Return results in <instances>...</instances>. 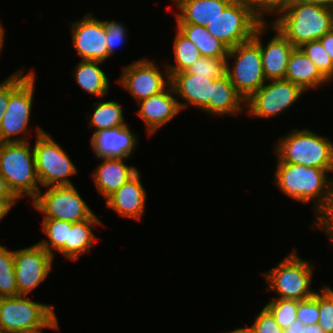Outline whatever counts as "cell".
<instances>
[{
	"label": "cell",
	"mask_w": 333,
	"mask_h": 333,
	"mask_svg": "<svg viewBox=\"0 0 333 333\" xmlns=\"http://www.w3.org/2000/svg\"><path fill=\"white\" fill-rule=\"evenodd\" d=\"M105 30H106V46L108 49V57L115 53V50L125 43L126 28L122 23L115 20H104Z\"/></svg>",
	"instance_id": "cell-38"
},
{
	"label": "cell",
	"mask_w": 333,
	"mask_h": 333,
	"mask_svg": "<svg viewBox=\"0 0 333 333\" xmlns=\"http://www.w3.org/2000/svg\"><path fill=\"white\" fill-rule=\"evenodd\" d=\"M297 319L304 325H316L319 321V292L306 300L298 301Z\"/></svg>",
	"instance_id": "cell-37"
},
{
	"label": "cell",
	"mask_w": 333,
	"mask_h": 333,
	"mask_svg": "<svg viewBox=\"0 0 333 333\" xmlns=\"http://www.w3.org/2000/svg\"><path fill=\"white\" fill-rule=\"evenodd\" d=\"M325 169L277 163L274 183L283 193L302 203L315 205V217L328 203L333 177Z\"/></svg>",
	"instance_id": "cell-1"
},
{
	"label": "cell",
	"mask_w": 333,
	"mask_h": 333,
	"mask_svg": "<svg viewBox=\"0 0 333 333\" xmlns=\"http://www.w3.org/2000/svg\"><path fill=\"white\" fill-rule=\"evenodd\" d=\"M312 227L318 228L329 235L333 231V183L329 200L325 208L317 215Z\"/></svg>",
	"instance_id": "cell-40"
},
{
	"label": "cell",
	"mask_w": 333,
	"mask_h": 333,
	"mask_svg": "<svg viewBox=\"0 0 333 333\" xmlns=\"http://www.w3.org/2000/svg\"><path fill=\"white\" fill-rule=\"evenodd\" d=\"M246 101L236 91L226 74L219 79H213L211 98L209 103L202 109L212 115H236L242 113Z\"/></svg>",
	"instance_id": "cell-22"
},
{
	"label": "cell",
	"mask_w": 333,
	"mask_h": 333,
	"mask_svg": "<svg viewBox=\"0 0 333 333\" xmlns=\"http://www.w3.org/2000/svg\"><path fill=\"white\" fill-rule=\"evenodd\" d=\"M171 85L159 94L142 99L138 102L140 109L137 114L145 123L148 134H154L160 127L171 121L179 112L177 98Z\"/></svg>",
	"instance_id": "cell-17"
},
{
	"label": "cell",
	"mask_w": 333,
	"mask_h": 333,
	"mask_svg": "<svg viewBox=\"0 0 333 333\" xmlns=\"http://www.w3.org/2000/svg\"><path fill=\"white\" fill-rule=\"evenodd\" d=\"M277 28L295 47L319 40L333 29V10L312 3L292 0L274 22Z\"/></svg>",
	"instance_id": "cell-2"
},
{
	"label": "cell",
	"mask_w": 333,
	"mask_h": 333,
	"mask_svg": "<svg viewBox=\"0 0 333 333\" xmlns=\"http://www.w3.org/2000/svg\"><path fill=\"white\" fill-rule=\"evenodd\" d=\"M175 64L165 65L171 77L175 73L186 71L195 61L202 57L195 44L185 37L179 30L173 41Z\"/></svg>",
	"instance_id": "cell-29"
},
{
	"label": "cell",
	"mask_w": 333,
	"mask_h": 333,
	"mask_svg": "<svg viewBox=\"0 0 333 333\" xmlns=\"http://www.w3.org/2000/svg\"><path fill=\"white\" fill-rule=\"evenodd\" d=\"M285 80L300 86L304 91L330 83L299 47H295L290 55Z\"/></svg>",
	"instance_id": "cell-24"
},
{
	"label": "cell",
	"mask_w": 333,
	"mask_h": 333,
	"mask_svg": "<svg viewBox=\"0 0 333 333\" xmlns=\"http://www.w3.org/2000/svg\"><path fill=\"white\" fill-rule=\"evenodd\" d=\"M277 163L299 164L333 173V142L308 128L293 129L276 144Z\"/></svg>",
	"instance_id": "cell-3"
},
{
	"label": "cell",
	"mask_w": 333,
	"mask_h": 333,
	"mask_svg": "<svg viewBox=\"0 0 333 333\" xmlns=\"http://www.w3.org/2000/svg\"><path fill=\"white\" fill-rule=\"evenodd\" d=\"M36 132L37 138L33 149L40 185L44 188L73 185L69 176L77 173L75 164L47 132L40 127H37Z\"/></svg>",
	"instance_id": "cell-8"
},
{
	"label": "cell",
	"mask_w": 333,
	"mask_h": 333,
	"mask_svg": "<svg viewBox=\"0 0 333 333\" xmlns=\"http://www.w3.org/2000/svg\"><path fill=\"white\" fill-rule=\"evenodd\" d=\"M58 320L56 317V314L43 326L40 328H36V329H29V330H22V331H15V332H11V333H42V329L43 328H52V329H57L59 330V325H58Z\"/></svg>",
	"instance_id": "cell-44"
},
{
	"label": "cell",
	"mask_w": 333,
	"mask_h": 333,
	"mask_svg": "<svg viewBox=\"0 0 333 333\" xmlns=\"http://www.w3.org/2000/svg\"><path fill=\"white\" fill-rule=\"evenodd\" d=\"M267 26L276 31L273 38L266 44L261 41V35L267 31ZM261 24L254 32L253 39L261 50L263 72L266 80L285 79L290 55L295 48L291 42L272 24Z\"/></svg>",
	"instance_id": "cell-16"
},
{
	"label": "cell",
	"mask_w": 333,
	"mask_h": 333,
	"mask_svg": "<svg viewBox=\"0 0 333 333\" xmlns=\"http://www.w3.org/2000/svg\"><path fill=\"white\" fill-rule=\"evenodd\" d=\"M170 85L175 96L177 95V98L179 96L186 102H178L181 110L187 106L202 110L211 98L213 79L183 71L170 77Z\"/></svg>",
	"instance_id": "cell-19"
},
{
	"label": "cell",
	"mask_w": 333,
	"mask_h": 333,
	"mask_svg": "<svg viewBox=\"0 0 333 333\" xmlns=\"http://www.w3.org/2000/svg\"><path fill=\"white\" fill-rule=\"evenodd\" d=\"M95 109L89 118V128L96 127L93 133L104 130L126 126L123 116V108L118 101L94 102Z\"/></svg>",
	"instance_id": "cell-28"
},
{
	"label": "cell",
	"mask_w": 333,
	"mask_h": 333,
	"mask_svg": "<svg viewBox=\"0 0 333 333\" xmlns=\"http://www.w3.org/2000/svg\"><path fill=\"white\" fill-rule=\"evenodd\" d=\"M249 99L246 100V111L250 116L270 118L280 115L301 98L304 90L285 79L269 80Z\"/></svg>",
	"instance_id": "cell-12"
},
{
	"label": "cell",
	"mask_w": 333,
	"mask_h": 333,
	"mask_svg": "<svg viewBox=\"0 0 333 333\" xmlns=\"http://www.w3.org/2000/svg\"><path fill=\"white\" fill-rule=\"evenodd\" d=\"M255 333H283V329L277 324L274 316L264 306L252 323Z\"/></svg>",
	"instance_id": "cell-39"
},
{
	"label": "cell",
	"mask_w": 333,
	"mask_h": 333,
	"mask_svg": "<svg viewBox=\"0 0 333 333\" xmlns=\"http://www.w3.org/2000/svg\"><path fill=\"white\" fill-rule=\"evenodd\" d=\"M41 226L49 240L45 239L38 243L54 258L55 251L57 252L67 241L68 222L57 219H43Z\"/></svg>",
	"instance_id": "cell-31"
},
{
	"label": "cell",
	"mask_w": 333,
	"mask_h": 333,
	"mask_svg": "<svg viewBox=\"0 0 333 333\" xmlns=\"http://www.w3.org/2000/svg\"><path fill=\"white\" fill-rule=\"evenodd\" d=\"M315 64L320 73L331 83L333 80V61L319 40L304 43L299 47Z\"/></svg>",
	"instance_id": "cell-33"
},
{
	"label": "cell",
	"mask_w": 333,
	"mask_h": 333,
	"mask_svg": "<svg viewBox=\"0 0 333 333\" xmlns=\"http://www.w3.org/2000/svg\"><path fill=\"white\" fill-rule=\"evenodd\" d=\"M72 45L81 60L104 62L108 59L104 21L88 13L83 19L72 22Z\"/></svg>",
	"instance_id": "cell-15"
},
{
	"label": "cell",
	"mask_w": 333,
	"mask_h": 333,
	"mask_svg": "<svg viewBox=\"0 0 333 333\" xmlns=\"http://www.w3.org/2000/svg\"><path fill=\"white\" fill-rule=\"evenodd\" d=\"M318 326L325 333H333V289L323 286L319 292Z\"/></svg>",
	"instance_id": "cell-35"
},
{
	"label": "cell",
	"mask_w": 333,
	"mask_h": 333,
	"mask_svg": "<svg viewBox=\"0 0 333 333\" xmlns=\"http://www.w3.org/2000/svg\"><path fill=\"white\" fill-rule=\"evenodd\" d=\"M0 197H17L9 188L6 179L0 174Z\"/></svg>",
	"instance_id": "cell-45"
},
{
	"label": "cell",
	"mask_w": 333,
	"mask_h": 333,
	"mask_svg": "<svg viewBox=\"0 0 333 333\" xmlns=\"http://www.w3.org/2000/svg\"><path fill=\"white\" fill-rule=\"evenodd\" d=\"M230 58L234 59L232 66L228 65ZM226 59V74L236 91L246 101L266 82L260 47L252 38L229 49Z\"/></svg>",
	"instance_id": "cell-7"
},
{
	"label": "cell",
	"mask_w": 333,
	"mask_h": 333,
	"mask_svg": "<svg viewBox=\"0 0 333 333\" xmlns=\"http://www.w3.org/2000/svg\"><path fill=\"white\" fill-rule=\"evenodd\" d=\"M261 24L245 0H233L206 29L231 49L251 40Z\"/></svg>",
	"instance_id": "cell-9"
},
{
	"label": "cell",
	"mask_w": 333,
	"mask_h": 333,
	"mask_svg": "<svg viewBox=\"0 0 333 333\" xmlns=\"http://www.w3.org/2000/svg\"><path fill=\"white\" fill-rule=\"evenodd\" d=\"M303 333H325L318 324L316 325H307L303 328Z\"/></svg>",
	"instance_id": "cell-48"
},
{
	"label": "cell",
	"mask_w": 333,
	"mask_h": 333,
	"mask_svg": "<svg viewBox=\"0 0 333 333\" xmlns=\"http://www.w3.org/2000/svg\"><path fill=\"white\" fill-rule=\"evenodd\" d=\"M47 188L45 192L40 190L32 200L34 208L43 212V219H57L75 223L87 220L94 215L74 185Z\"/></svg>",
	"instance_id": "cell-10"
},
{
	"label": "cell",
	"mask_w": 333,
	"mask_h": 333,
	"mask_svg": "<svg viewBox=\"0 0 333 333\" xmlns=\"http://www.w3.org/2000/svg\"><path fill=\"white\" fill-rule=\"evenodd\" d=\"M177 29L199 49L202 57L226 58L229 48L207 31L206 26L177 24Z\"/></svg>",
	"instance_id": "cell-27"
},
{
	"label": "cell",
	"mask_w": 333,
	"mask_h": 333,
	"mask_svg": "<svg viewBox=\"0 0 333 333\" xmlns=\"http://www.w3.org/2000/svg\"><path fill=\"white\" fill-rule=\"evenodd\" d=\"M98 159L102 161L92 173V177L94 185L105 200L138 172L136 167L125 164L123 160L128 158Z\"/></svg>",
	"instance_id": "cell-21"
},
{
	"label": "cell",
	"mask_w": 333,
	"mask_h": 333,
	"mask_svg": "<svg viewBox=\"0 0 333 333\" xmlns=\"http://www.w3.org/2000/svg\"><path fill=\"white\" fill-rule=\"evenodd\" d=\"M4 27L2 26L1 22H0V52L2 50V48L4 47V39H5V32H4Z\"/></svg>",
	"instance_id": "cell-50"
},
{
	"label": "cell",
	"mask_w": 333,
	"mask_h": 333,
	"mask_svg": "<svg viewBox=\"0 0 333 333\" xmlns=\"http://www.w3.org/2000/svg\"><path fill=\"white\" fill-rule=\"evenodd\" d=\"M129 126L104 129L93 133L90 144L97 158H129L138 144V137Z\"/></svg>",
	"instance_id": "cell-18"
},
{
	"label": "cell",
	"mask_w": 333,
	"mask_h": 333,
	"mask_svg": "<svg viewBox=\"0 0 333 333\" xmlns=\"http://www.w3.org/2000/svg\"><path fill=\"white\" fill-rule=\"evenodd\" d=\"M329 240L333 242V231L328 235Z\"/></svg>",
	"instance_id": "cell-51"
},
{
	"label": "cell",
	"mask_w": 333,
	"mask_h": 333,
	"mask_svg": "<svg viewBox=\"0 0 333 333\" xmlns=\"http://www.w3.org/2000/svg\"><path fill=\"white\" fill-rule=\"evenodd\" d=\"M265 307L283 330L289 328L297 320L298 300L275 298L271 299Z\"/></svg>",
	"instance_id": "cell-32"
},
{
	"label": "cell",
	"mask_w": 333,
	"mask_h": 333,
	"mask_svg": "<svg viewBox=\"0 0 333 333\" xmlns=\"http://www.w3.org/2000/svg\"><path fill=\"white\" fill-rule=\"evenodd\" d=\"M226 58L201 57L195 61L186 71L190 74L219 79L226 75Z\"/></svg>",
	"instance_id": "cell-34"
},
{
	"label": "cell",
	"mask_w": 333,
	"mask_h": 333,
	"mask_svg": "<svg viewBox=\"0 0 333 333\" xmlns=\"http://www.w3.org/2000/svg\"><path fill=\"white\" fill-rule=\"evenodd\" d=\"M10 98V76L0 83V124L2 121V114L6 112Z\"/></svg>",
	"instance_id": "cell-41"
},
{
	"label": "cell",
	"mask_w": 333,
	"mask_h": 333,
	"mask_svg": "<svg viewBox=\"0 0 333 333\" xmlns=\"http://www.w3.org/2000/svg\"><path fill=\"white\" fill-rule=\"evenodd\" d=\"M319 41L321 42L326 53L330 56L333 61V29L324 34Z\"/></svg>",
	"instance_id": "cell-43"
},
{
	"label": "cell",
	"mask_w": 333,
	"mask_h": 333,
	"mask_svg": "<svg viewBox=\"0 0 333 333\" xmlns=\"http://www.w3.org/2000/svg\"><path fill=\"white\" fill-rule=\"evenodd\" d=\"M53 256L39 243L14 251L18 295H27L48 277Z\"/></svg>",
	"instance_id": "cell-13"
},
{
	"label": "cell",
	"mask_w": 333,
	"mask_h": 333,
	"mask_svg": "<svg viewBox=\"0 0 333 333\" xmlns=\"http://www.w3.org/2000/svg\"><path fill=\"white\" fill-rule=\"evenodd\" d=\"M225 333H255L252 326L244 327V328H237L233 331L225 332Z\"/></svg>",
	"instance_id": "cell-49"
},
{
	"label": "cell",
	"mask_w": 333,
	"mask_h": 333,
	"mask_svg": "<svg viewBox=\"0 0 333 333\" xmlns=\"http://www.w3.org/2000/svg\"><path fill=\"white\" fill-rule=\"evenodd\" d=\"M18 199V197H0V221L10 212Z\"/></svg>",
	"instance_id": "cell-42"
},
{
	"label": "cell",
	"mask_w": 333,
	"mask_h": 333,
	"mask_svg": "<svg viewBox=\"0 0 333 333\" xmlns=\"http://www.w3.org/2000/svg\"><path fill=\"white\" fill-rule=\"evenodd\" d=\"M101 61L80 60L74 71L76 83L86 92L103 98L107 95L110 81L100 68Z\"/></svg>",
	"instance_id": "cell-26"
},
{
	"label": "cell",
	"mask_w": 333,
	"mask_h": 333,
	"mask_svg": "<svg viewBox=\"0 0 333 333\" xmlns=\"http://www.w3.org/2000/svg\"><path fill=\"white\" fill-rule=\"evenodd\" d=\"M252 14L262 23H266L264 14H282L292 0H245Z\"/></svg>",
	"instance_id": "cell-36"
},
{
	"label": "cell",
	"mask_w": 333,
	"mask_h": 333,
	"mask_svg": "<svg viewBox=\"0 0 333 333\" xmlns=\"http://www.w3.org/2000/svg\"><path fill=\"white\" fill-rule=\"evenodd\" d=\"M146 190L140 179L139 171L106 199V206L120 216L141 220L145 210Z\"/></svg>",
	"instance_id": "cell-20"
},
{
	"label": "cell",
	"mask_w": 333,
	"mask_h": 333,
	"mask_svg": "<svg viewBox=\"0 0 333 333\" xmlns=\"http://www.w3.org/2000/svg\"><path fill=\"white\" fill-rule=\"evenodd\" d=\"M233 0H174L179 12L174 13L177 24L206 26Z\"/></svg>",
	"instance_id": "cell-23"
},
{
	"label": "cell",
	"mask_w": 333,
	"mask_h": 333,
	"mask_svg": "<svg viewBox=\"0 0 333 333\" xmlns=\"http://www.w3.org/2000/svg\"><path fill=\"white\" fill-rule=\"evenodd\" d=\"M306 3H312L333 10V0H299Z\"/></svg>",
	"instance_id": "cell-47"
},
{
	"label": "cell",
	"mask_w": 333,
	"mask_h": 333,
	"mask_svg": "<svg viewBox=\"0 0 333 333\" xmlns=\"http://www.w3.org/2000/svg\"><path fill=\"white\" fill-rule=\"evenodd\" d=\"M97 225H101V221L95 214L87 220L68 222L67 241L57 252L69 260H77L81 255L89 252L97 239L92 230Z\"/></svg>",
	"instance_id": "cell-25"
},
{
	"label": "cell",
	"mask_w": 333,
	"mask_h": 333,
	"mask_svg": "<svg viewBox=\"0 0 333 333\" xmlns=\"http://www.w3.org/2000/svg\"><path fill=\"white\" fill-rule=\"evenodd\" d=\"M164 72L153 61L143 58L125 66L117 81L139 102L161 93L170 85L169 73Z\"/></svg>",
	"instance_id": "cell-14"
},
{
	"label": "cell",
	"mask_w": 333,
	"mask_h": 333,
	"mask_svg": "<svg viewBox=\"0 0 333 333\" xmlns=\"http://www.w3.org/2000/svg\"><path fill=\"white\" fill-rule=\"evenodd\" d=\"M18 288L14 270V250L0 245V297L17 296Z\"/></svg>",
	"instance_id": "cell-30"
},
{
	"label": "cell",
	"mask_w": 333,
	"mask_h": 333,
	"mask_svg": "<svg viewBox=\"0 0 333 333\" xmlns=\"http://www.w3.org/2000/svg\"><path fill=\"white\" fill-rule=\"evenodd\" d=\"M313 265L298 257L293 249L277 266L266 272L267 288L275 291L280 299L306 300L312 298L317 291L311 290Z\"/></svg>",
	"instance_id": "cell-6"
},
{
	"label": "cell",
	"mask_w": 333,
	"mask_h": 333,
	"mask_svg": "<svg viewBox=\"0 0 333 333\" xmlns=\"http://www.w3.org/2000/svg\"><path fill=\"white\" fill-rule=\"evenodd\" d=\"M0 333H7V332L4 331L3 329H0Z\"/></svg>",
	"instance_id": "cell-52"
},
{
	"label": "cell",
	"mask_w": 333,
	"mask_h": 333,
	"mask_svg": "<svg viewBox=\"0 0 333 333\" xmlns=\"http://www.w3.org/2000/svg\"><path fill=\"white\" fill-rule=\"evenodd\" d=\"M54 315L53 305L32 301L27 295L0 297V329L7 333L43 327Z\"/></svg>",
	"instance_id": "cell-11"
},
{
	"label": "cell",
	"mask_w": 333,
	"mask_h": 333,
	"mask_svg": "<svg viewBox=\"0 0 333 333\" xmlns=\"http://www.w3.org/2000/svg\"><path fill=\"white\" fill-rule=\"evenodd\" d=\"M24 72L21 69L10 75V98L6 112L2 114L0 143L28 141L25 135L29 133L25 132H28L34 100L35 74L34 71ZM20 134V138L14 137Z\"/></svg>",
	"instance_id": "cell-4"
},
{
	"label": "cell",
	"mask_w": 333,
	"mask_h": 333,
	"mask_svg": "<svg viewBox=\"0 0 333 333\" xmlns=\"http://www.w3.org/2000/svg\"><path fill=\"white\" fill-rule=\"evenodd\" d=\"M305 326L297 319L289 328H286L283 333H303Z\"/></svg>",
	"instance_id": "cell-46"
},
{
	"label": "cell",
	"mask_w": 333,
	"mask_h": 333,
	"mask_svg": "<svg viewBox=\"0 0 333 333\" xmlns=\"http://www.w3.org/2000/svg\"><path fill=\"white\" fill-rule=\"evenodd\" d=\"M30 149L28 141L0 143V174L19 199H34L41 190L34 149Z\"/></svg>",
	"instance_id": "cell-5"
}]
</instances>
